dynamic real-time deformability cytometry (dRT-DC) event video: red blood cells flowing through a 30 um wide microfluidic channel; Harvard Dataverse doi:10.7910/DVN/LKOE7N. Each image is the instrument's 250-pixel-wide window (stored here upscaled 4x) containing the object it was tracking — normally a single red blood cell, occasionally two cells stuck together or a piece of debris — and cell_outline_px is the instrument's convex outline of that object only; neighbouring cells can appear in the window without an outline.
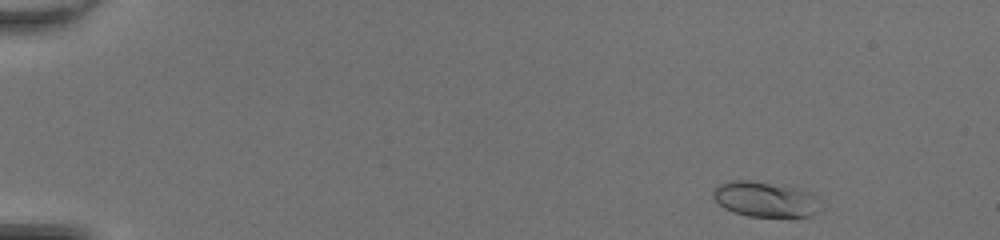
{"species": "common noctule bat (a hibernating species)", "species_latin": "Nyctalus noctula", "temperature_condition": "room temperature", "stored_images_in_passage": 47, "camera_frame_rate_fps": 3000, "um_per_image_px": 0.085, "animal": {"sex": "female", "body_mass_g": 20.0, "forearm_length_mm": 54.0}, "frame": {"image": 1, "passage_image": 3, "time_ms": 0.667, "image_size_px": [1000, 240], "cell_outline_px": [[816, 212], [812, 216], [792, 220], [748, 216], [732, 212], [724, 208], [712, 196], [712, 192], [720, 184], [732, 180], [752, 180], [784, 184], [800, 188], [812, 192], [816, 196]], "centroid_in_image_um": [65.08, 16.97], "position_along_channel_um": 19.9, "area_um2": 23.06}}
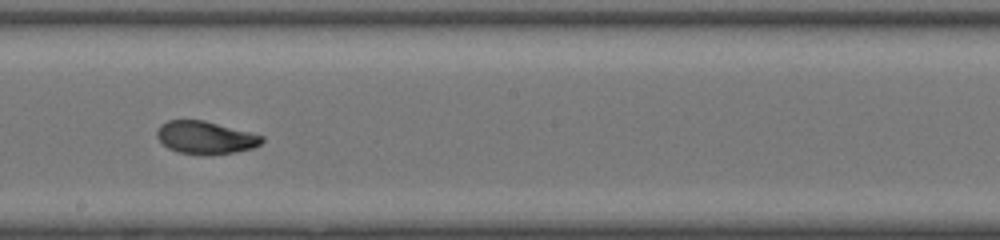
{"frame": {"image": 2, "passage_image": 27, "time_ms": 8.667, "image_size_px": [1000, 240], "cell_outline_px": [[264, 140], [260, 144], [252, 148], [236, 152], [208, 156], [176, 152], [168, 148], [156, 136], [156, 132], [160, 124], [168, 120], [204, 120], [264, 136]], "centroid_in_image_um": [17.45, 11.71], "position_along_channel_um": 230.8, "area_um2": 20.17}}
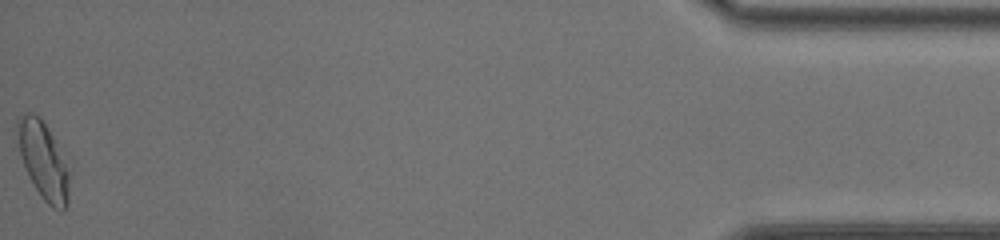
{"frame": {"image": 3, "passage_image": 47, "time_ms": 15.333, "image_size_px": [1000, 240], "cell_outline_px": [[72, 172], [68, 204], [64, 212], [60, 212], [52, 208], [44, 200], [36, 188], [24, 164], [20, 152], [16, 128], [16, 120], [24, 112], [32, 112], [40, 116], [52, 136]], "centroid_in_image_um": [3.74, 13.68], "position_along_channel_um": 431.5, "area_um2": 23.64}, "authors_computed_cell_mechanics": {"area_um2": 20.519, "velocity_mm_per_s": 4.2986, "shape_relaxation_time_tau1_ms": 4.9975, "shape_relaxation_time_tau2_ms": 1.2313, "deformation_change_tau1": 0.1946, "deformation_change_tau2": 0.0471}}